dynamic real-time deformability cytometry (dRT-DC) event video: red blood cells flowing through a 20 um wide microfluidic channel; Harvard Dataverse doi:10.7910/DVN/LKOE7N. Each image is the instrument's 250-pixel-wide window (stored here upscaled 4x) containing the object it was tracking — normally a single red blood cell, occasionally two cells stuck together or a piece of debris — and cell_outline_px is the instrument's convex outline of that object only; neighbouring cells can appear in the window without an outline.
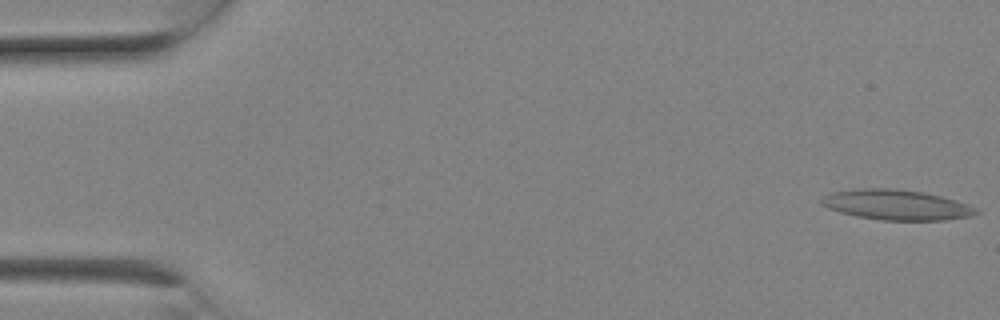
{"species": "Egyptian fruit bat (a non-hibernating species)", "species_latin": "Rousettus aegyptiacus", "temperature_condition": "room temperature", "stored_images_in_passage": 5, "camera_frame_rate_fps": 3000, "um_per_image_px": 0.085, "animal": {"sex": "female"}, "frame": {"image": 1, "passage_image": 1, "time_ms": 0.0, "image_size_px": [1000, 320], "cell_outline_px": [[980, 212], [972, 216], [944, 220], [880, 220], [856, 216], [840, 212], [828, 208], [820, 204], [820, 200], [824, 196], [832, 192], [856, 188], [892, 188], [924, 192], [940, 196], [976, 208]], "centroid_in_image_um": [76.14, 17.41], "position_along_channel_um": 8.9, "area_um2": 27.11}}